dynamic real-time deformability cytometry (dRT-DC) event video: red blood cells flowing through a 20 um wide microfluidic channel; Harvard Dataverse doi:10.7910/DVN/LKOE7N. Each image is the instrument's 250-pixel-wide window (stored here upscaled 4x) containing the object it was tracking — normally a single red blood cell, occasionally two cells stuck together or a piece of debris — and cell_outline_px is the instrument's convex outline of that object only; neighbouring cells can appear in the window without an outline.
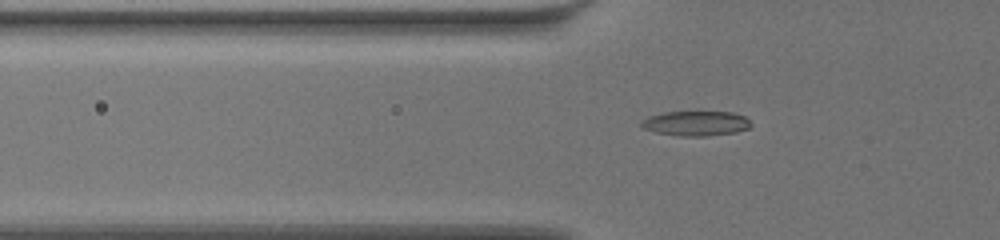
{"species": "common noctule bat (a hibernating species)", "species_latin": "Nyctalus noctula", "temperature_condition": "warm", "stored_images_in_passage": 40, "camera_frame_rate_fps": 3000, "um_per_image_px": 0.085, "animal": {"sex": "female", "body_mass_g": 19.5, "forearm_length_mm": 54.1}, "frame": {"image": 1, "passage_image": 2, "time_ms": 0.333, "image_size_px": [1000, 240], "cell_outline_px": [[752, 124], [748, 128], [736, 132], [704, 136], [676, 136], [656, 132], [644, 128], [640, 124], [648, 116], [664, 112], [732, 112], [744, 116]], "centroid_in_image_um": [59.15, 10.49], "position_along_channel_um": 66.6, "area_um2": 15.72}}
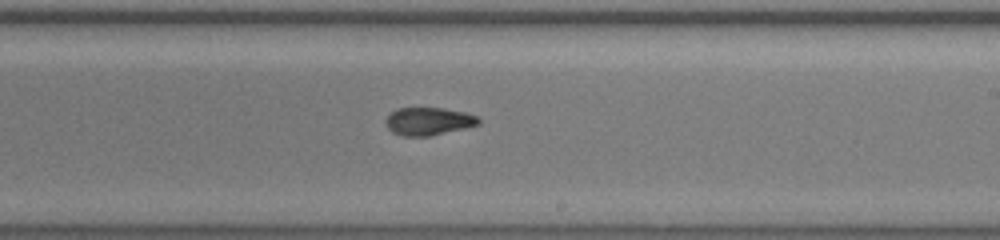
{"frame": {"image": 2, "passage_image": 18, "time_ms": 5.667, "image_size_px": [1000, 240], "cell_outline_px": [[480, 124], [464, 128], [428, 136], [400, 136], [392, 132], [388, 128], [384, 120], [396, 108], [444, 108], [464, 112], [476, 116], [480, 120]], "centroid_in_image_um": [36.39, 10.31], "position_along_channel_um": 252.6, "area_um2": 14.97}}
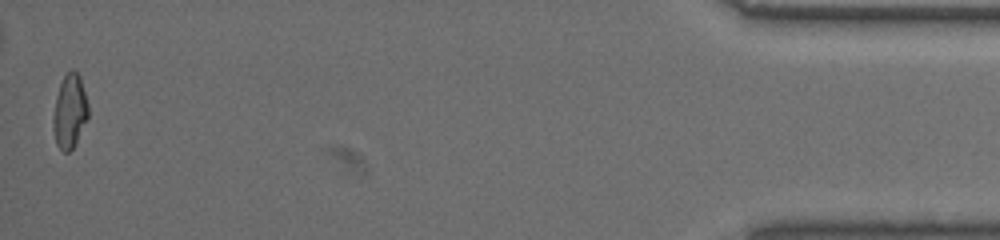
{"frame": {"image": 3, "passage_image": 40, "time_ms": 13.0, "image_size_px": [1000, 240], "cell_outline_px": [[88, 116], [72, 148], [68, 152], [64, 152], [56, 144], [52, 128], [52, 120], [56, 96], [60, 84], [64, 76], [72, 68], [80, 76], [88, 104]], "centroid_in_image_um": [5.9, 9.44], "position_along_channel_um": 429.3, "area_um2": 14.91}, "authors_computed_cell_mechanics": {"area_um2": 15.3748, "velocity_mm_per_s": 3.5424, "shape_relaxation_time_tau1_ms": 9.8792, "shape_relaxation_time_tau2_ms": 1.1986, "deformation_change_tau1": 0.2602, "deformation_change_tau2": 0.0562}}